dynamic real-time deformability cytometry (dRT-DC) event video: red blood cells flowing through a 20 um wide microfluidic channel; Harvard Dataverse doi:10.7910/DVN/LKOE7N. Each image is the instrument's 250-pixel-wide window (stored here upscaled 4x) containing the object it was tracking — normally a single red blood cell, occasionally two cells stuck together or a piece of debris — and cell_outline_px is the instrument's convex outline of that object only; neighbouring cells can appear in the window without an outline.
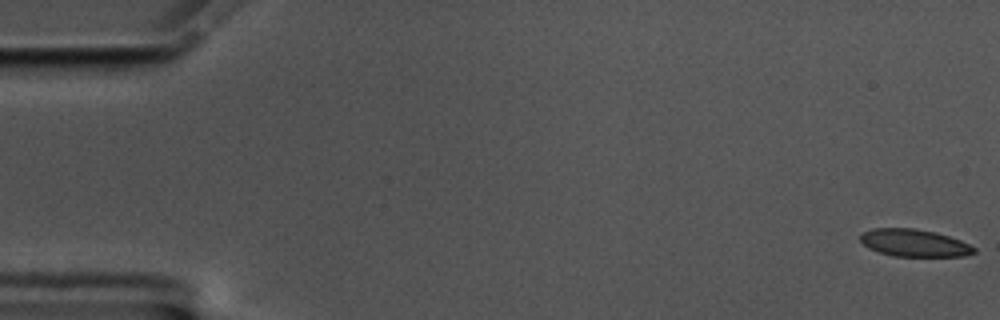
{"species": "common noctule bat (a hibernating species)", "species_latin": "Nyctalus noctula", "temperature_condition": "cold", "stored_images_in_passage": 58, "camera_frame_rate_fps": 3000, "um_per_image_px": 0.085, "animal": {"sex": "male", "body_mass_g": 17.5, "forearm_length_mm": 52.3}, "frame": {"image": 1, "passage_image": 1, "time_ms": 0.0, "image_size_px": [1000, 320], "cell_outline_px": [[976, 252], [964, 256], [892, 256], [868, 248], [860, 240], [860, 236], [864, 232], [872, 228], [916, 228], [936, 232], [960, 240], [976, 248]], "centroid_in_image_um": [77.71, 20.64], "position_along_channel_um": 7.3, "area_um2": 18.09}}
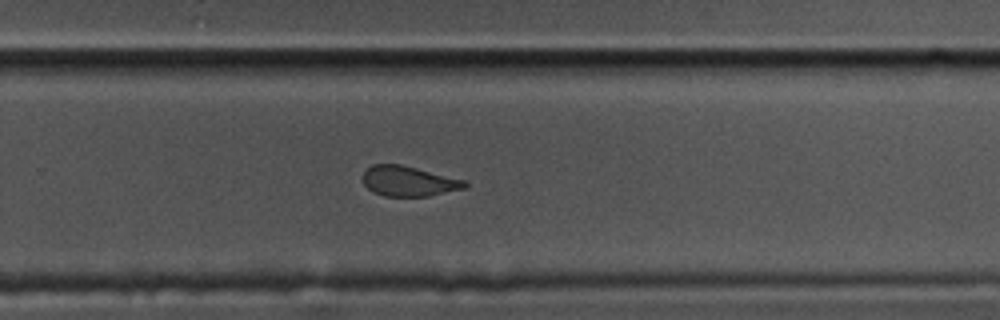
{"frame": {"image": 2, "passage_image": 38, "time_ms": 12.333, "image_size_px": [1000, 320], "cell_outline_px": [[468, 184], [464, 188], [428, 196], [384, 196], [372, 192], [364, 184], [364, 172], [372, 164], [400, 164], [468, 180]], "centroid_in_image_um": [34.76, 15.4], "position_along_channel_um": 295.0, "area_um2": 17.92}}
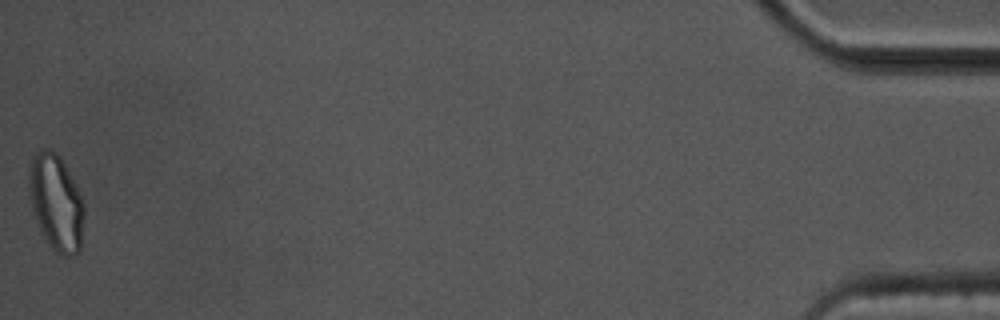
{"frame": {"image": 3, "passage_image": 58, "time_ms": 19.0, "image_size_px": [1000, 320], "cell_outline_px": [[84, 216], [80, 252], [72, 256], [64, 256], [56, 252], [52, 248], [40, 232], [28, 196], [28, 168], [32, 156], [40, 148], [48, 148], [56, 152], [60, 156], [84, 204]], "centroid_in_image_um": [4.73, 17.21], "position_along_channel_um": 430.5, "area_um2": 31.15}, "authors_computed_cell_mechanics": {"area_um2": 19.5075, "velocity_mm_per_s": 3.4846, "shape_relaxation_time_tau1_ms": null, "shape_relaxation_time_tau2_ms": 1.7348, "deformation_change_tau1": null, "deformation_change_tau2": 0.0731}}